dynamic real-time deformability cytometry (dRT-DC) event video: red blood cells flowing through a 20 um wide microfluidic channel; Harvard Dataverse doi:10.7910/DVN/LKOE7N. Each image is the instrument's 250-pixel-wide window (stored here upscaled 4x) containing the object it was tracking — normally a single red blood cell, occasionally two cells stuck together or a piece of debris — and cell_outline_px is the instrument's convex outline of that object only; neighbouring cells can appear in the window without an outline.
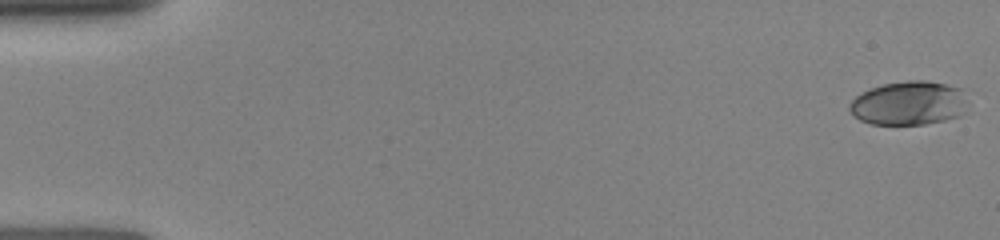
{"species": "human", "species_latin": "Homo sapiens", "temperature_condition": "room temperature", "stored_images_in_passage": 31, "camera_frame_rate_fps": 3000, "um_per_image_px": 0.085, "donor": {"sex": "female"}, "frame": {"image": 1, "passage_image": 1, "time_ms": 0.0, "image_size_px": [1000, 240], "cell_outline_px": [[964, 112], [960, 116], [944, 120], [924, 124], [872, 124], [860, 120], [848, 108], [848, 104], [856, 96], [872, 88], [884, 84], [908, 80], [924, 80], [964, 88]], "centroid_in_image_um": [77.25, 8.76], "position_along_channel_um": 7.7, "area_um2": 30.0}}
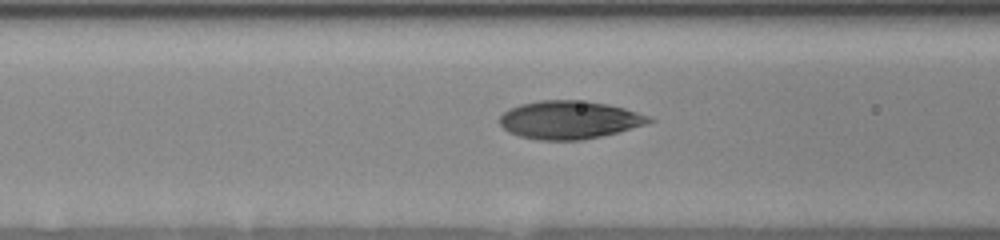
{"frame": {"image": 2, "passage_image": 18, "time_ms": 6.333, "image_size_px": [1000, 240], "cell_outline_px": [[656, 120], [644, 124], [616, 132], [584, 140], [540, 140], [520, 136], [508, 132], [500, 124], [500, 116], [508, 108], [520, 104], [540, 100], [584, 100], [608, 104], [624, 108], [652, 116]], "centroid_in_image_um": [48.38, 10.18], "position_along_channel_um": 118.2, "area_um2": 33.18}}
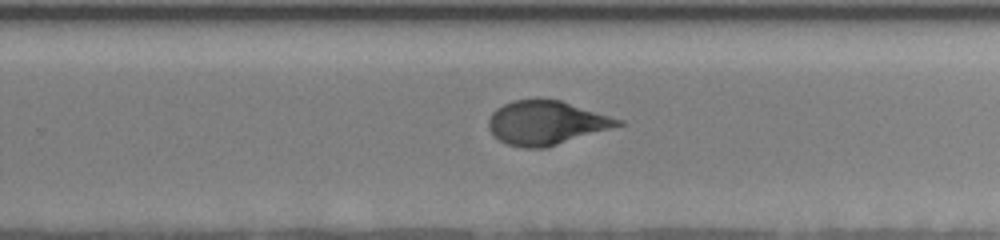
{"frame": {"image": 3, "passage_image": 31, "time_ms": 10.333, "image_size_px": [1000, 240], "cell_outline_px": [[624, 124], [544, 148], [524, 148], [508, 144], [500, 140], [488, 128], [488, 120], [492, 112], [496, 108], [512, 100], [560, 100], [624, 120]], "centroid_in_image_um": [46.41, 10.43], "position_along_channel_um": 283.4, "area_um2": 32.6}}